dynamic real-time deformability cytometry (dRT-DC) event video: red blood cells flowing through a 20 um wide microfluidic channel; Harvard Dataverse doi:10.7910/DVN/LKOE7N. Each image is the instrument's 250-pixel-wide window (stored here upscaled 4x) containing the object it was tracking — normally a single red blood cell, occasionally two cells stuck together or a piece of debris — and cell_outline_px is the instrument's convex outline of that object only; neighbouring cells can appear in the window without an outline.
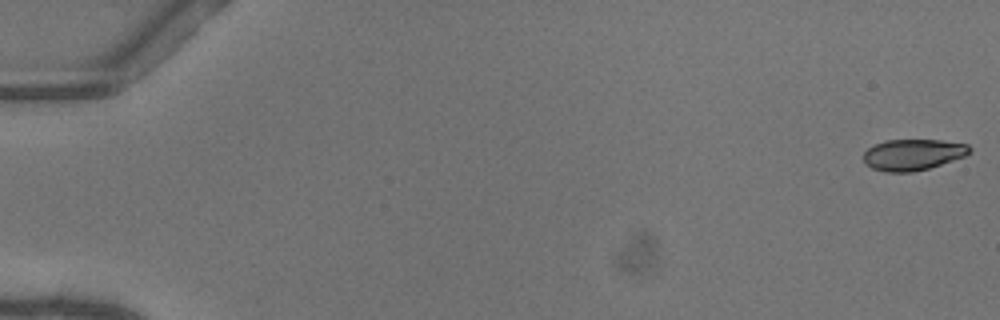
{"species": "common noctule bat (a hibernating species)", "species_latin": "Nyctalus noctula", "temperature_condition": "warm", "stored_images_in_passage": 8, "camera_frame_rate_fps": 3000, "um_per_image_px": 0.085, "animal": {"sex": "female"}, "frame": {"image": 1, "passage_image": 1, "time_ms": 0.0, "image_size_px": [1000, 320], "cell_outline_px": [[972, 148], [964, 156], [928, 168], [912, 172], [888, 172], [872, 168], [864, 160], [864, 152], [868, 148], [884, 140], [940, 140], [968, 144]], "centroid_in_image_um": [77.59, 13.13], "position_along_channel_um": 7.4, "area_um2": 18.96}}